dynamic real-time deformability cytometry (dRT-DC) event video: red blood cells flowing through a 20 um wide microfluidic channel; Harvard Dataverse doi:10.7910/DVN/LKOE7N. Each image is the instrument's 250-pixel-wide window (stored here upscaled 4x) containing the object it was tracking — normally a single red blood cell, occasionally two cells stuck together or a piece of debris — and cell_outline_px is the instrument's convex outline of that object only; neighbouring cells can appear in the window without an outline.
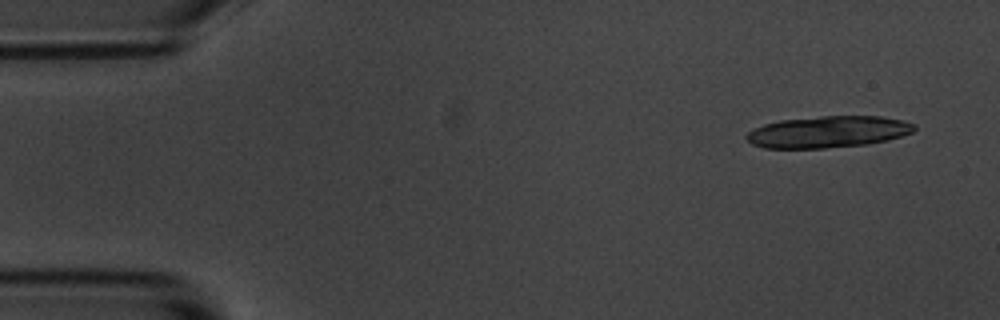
{"species": "common noctule bat (a hibernating species)", "species_latin": "Nyctalus noctula", "temperature_condition": "room temperature", "stored_images_in_passage": 5, "camera_frame_rate_fps": 3000, "um_per_image_px": 0.085, "animal": {"sex": "male", "body_mass_g": 20.1, "forearm_length_mm": 53.5}, "frame": {"image": 1, "passage_image": 1, "time_ms": 0.0, "image_size_px": [1000, 320], "cell_outline_px": [[916, 128], [912, 132], [888, 140], [868, 144], [824, 148], [764, 148], [752, 144], [744, 136], [748, 132], [764, 124], [780, 120], [820, 116], [880, 116], [900, 120], [916, 124]], "centroid_in_image_um": [70.38, 11.21], "position_along_channel_um": 14.6, "area_um2": 30.87}}
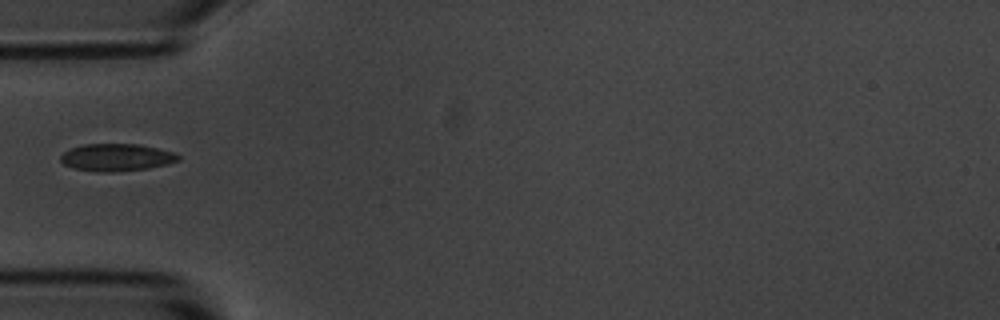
{"frame": {"image": 2, "passage_image": 4, "time_ms": 4.667, "image_size_px": [1000, 320], "cell_outline_px": [[180, 160], [168, 164], [148, 168], [112, 172], [96, 172], [72, 168], [64, 164], [60, 160], [60, 156], [64, 152], [72, 148], [84, 144], [140, 144], [172, 152], [180, 156]], "centroid_in_image_um": [9.89, 13.38], "position_along_channel_um": 75.1, "area_um2": 18.73}}